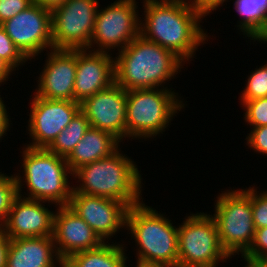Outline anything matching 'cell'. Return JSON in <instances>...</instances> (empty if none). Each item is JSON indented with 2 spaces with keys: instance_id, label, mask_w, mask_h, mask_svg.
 Returning <instances> with one entry per match:
<instances>
[{
  "instance_id": "cell-1",
  "label": "cell",
  "mask_w": 267,
  "mask_h": 267,
  "mask_svg": "<svg viewBox=\"0 0 267 267\" xmlns=\"http://www.w3.org/2000/svg\"><path fill=\"white\" fill-rule=\"evenodd\" d=\"M141 3L144 7L141 12L144 13L140 15V35L174 52L185 63L190 64L196 57L198 47H203L212 39L208 31L202 28V20L206 19L191 5L190 0Z\"/></svg>"
},
{
  "instance_id": "cell-19",
  "label": "cell",
  "mask_w": 267,
  "mask_h": 267,
  "mask_svg": "<svg viewBox=\"0 0 267 267\" xmlns=\"http://www.w3.org/2000/svg\"><path fill=\"white\" fill-rule=\"evenodd\" d=\"M53 236L10 239L6 267H63Z\"/></svg>"
},
{
  "instance_id": "cell-13",
  "label": "cell",
  "mask_w": 267,
  "mask_h": 267,
  "mask_svg": "<svg viewBox=\"0 0 267 267\" xmlns=\"http://www.w3.org/2000/svg\"><path fill=\"white\" fill-rule=\"evenodd\" d=\"M68 205L104 242H112L111 238L122 230L126 231L129 206L124 202L106 197L72 193Z\"/></svg>"
},
{
  "instance_id": "cell-21",
  "label": "cell",
  "mask_w": 267,
  "mask_h": 267,
  "mask_svg": "<svg viewBox=\"0 0 267 267\" xmlns=\"http://www.w3.org/2000/svg\"><path fill=\"white\" fill-rule=\"evenodd\" d=\"M126 248L120 241L104 242L98 248L70 255L64 260L63 267H128Z\"/></svg>"
},
{
  "instance_id": "cell-25",
  "label": "cell",
  "mask_w": 267,
  "mask_h": 267,
  "mask_svg": "<svg viewBox=\"0 0 267 267\" xmlns=\"http://www.w3.org/2000/svg\"><path fill=\"white\" fill-rule=\"evenodd\" d=\"M18 196L15 175L2 173L0 169V226L7 220L11 205Z\"/></svg>"
},
{
  "instance_id": "cell-17",
  "label": "cell",
  "mask_w": 267,
  "mask_h": 267,
  "mask_svg": "<svg viewBox=\"0 0 267 267\" xmlns=\"http://www.w3.org/2000/svg\"><path fill=\"white\" fill-rule=\"evenodd\" d=\"M53 238L56 251L63 261L74 253L95 249L104 243L69 205L56 207Z\"/></svg>"
},
{
  "instance_id": "cell-40",
  "label": "cell",
  "mask_w": 267,
  "mask_h": 267,
  "mask_svg": "<svg viewBox=\"0 0 267 267\" xmlns=\"http://www.w3.org/2000/svg\"><path fill=\"white\" fill-rule=\"evenodd\" d=\"M263 267H267V258L260 262Z\"/></svg>"
},
{
  "instance_id": "cell-3",
  "label": "cell",
  "mask_w": 267,
  "mask_h": 267,
  "mask_svg": "<svg viewBox=\"0 0 267 267\" xmlns=\"http://www.w3.org/2000/svg\"><path fill=\"white\" fill-rule=\"evenodd\" d=\"M123 153L119 148L110 156L77 169L72 176L77 183L73 184L72 193L106 197L129 207L142 202V171L132 157Z\"/></svg>"
},
{
  "instance_id": "cell-2",
  "label": "cell",
  "mask_w": 267,
  "mask_h": 267,
  "mask_svg": "<svg viewBox=\"0 0 267 267\" xmlns=\"http://www.w3.org/2000/svg\"><path fill=\"white\" fill-rule=\"evenodd\" d=\"M115 56V83L126 91L174 89L170 88L169 81L175 79L186 64L174 52L146 40L141 35L115 53Z\"/></svg>"
},
{
  "instance_id": "cell-11",
  "label": "cell",
  "mask_w": 267,
  "mask_h": 267,
  "mask_svg": "<svg viewBox=\"0 0 267 267\" xmlns=\"http://www.w3.org/2000/svg\"><path fill=\"white\" fill-rule=\"evenodd\" d=\"M52 11L32 3L1 24L20 52L29 60L53 49ZM37 56V57H36Z\"/></svg>"
},
{
  "instance_id": "cell-29",
  "label": "cell",
  "mask_w": 267,
  "mask_h": 267,
  "mask_svg": "<svg viewBox=\"0 0 267 267\" xmlns=\"http://www.w3.org/2000/svg\"><path fill=\"white\" fill-rule=\"evenodd\" d=\"M241 257L259 263L267 258V227L255 229L252 245Z\"/></svg>"
},
{
  "instance_id": "cell-15",
  "label": "cell",
  "mask_w": 267,
  "mask_h": 267,
  "mask_svg": "<svg viewBox=\"0 0 267 267\" xmlns=\"http://www.w3.org/2000/svg\"><path fill=\"white\" fill-rule=\"evenodd\" d=\"M44 61L33 94L46 99L74 101L77 50L51 49Z\"/></svg>"
},
{
  "instance_id": "cell-38",
  "label": "cell",
  "mask_w": 267,
  "mask_h": 267,
  "mask_svg": "<svg viewBox=\"0 0 267 267\" xmlns=\"http://www.w3.org/2000/svg\"><path fill=\"white\" fill-rule=\"evenodd\" d=\"M136 264L134 265L135 267H166L161 264H155V263H147V262H142V261H135Z\"/></svg>"
},
{
  "instance_id": "cell-33",
  "label": "cell",
  "mask_w": 267,
  "mask_h": 267,
  "mask_svg": "<svg viewBox=\"0 0 267 267\" xmlns=\"http://www.w3.org/2000/svg\"><path fill=\"white\" fill-rule=\"evenodd\" d=\"M2 99H4V97L2 98L0 95V142H2L3 140L2 138L7 136L8 134L7 132L10 131L12 128L11 127L12 120L9 115L10 113L7 111V109L9 110V108L6 105L5 101Z\"/></svg>"
},
{
  "instance_id": "cell-22",
  "label": "cell",
  "mask_w": 267,
  "mask_h": 267,
  "mask_svg": "<svg viewBox=\"0 0 267 267\" xmlns=\"http://www.w3.org/2000/svg\"><path fill=\"white\" fill-rule=\"evenodd\" d=\"M233 2V8L240 16L235 27L237 26L240 36L250 39L248 41L251 44V40L264 26L267 18V0H233Z\"/></svg>"
},
{
  "instance_id": "cell-14",
  "label": "cell",
  "mask_w": 267,
  "mask_h": 267,
  "mask_svg": "<svg viewBox=\"0 0 267 267\" xmlns=\"http://www.w3.org/2000/svg\"><path fill=\"white\" fill-rule=\"evenodd\" d=\"M126 104L127 91L113 83L109 88L85 98L80 106L90 127L107 131L124 143V139L127 140Z\"/></svg>"
},
{
  "instance_id": "cell-20",
  "label": "cell",
  "mask_w": 267,
  "mask_h": 267,
  "mask_svg": "<svg viewBox=\"0 0 267 267\" xmlns=\"http://www.w3.org/2000/svg\"><path fill=\"white\" fill-rule=\"evenodd\" d=\"M121 141L113 134L90 127L66 158L69 169L74 173L84 165L106 158L120 148Z\"/></svg>"
},
{
  "instance_id": "cell-30",
  "label": "cell",
  "mask_w": 267,
  "mask_h": 267,
  "mask_svg": "<svg viewBox=\"0 0 267 267\" xmlns=\"http://www.w3.org/2000/svg\"><path fill=\"white\" fill-rule=\"evenodd\" d=\"M249 130L245 138L246 146L254 153L267 157V126H259Z\"/></svg>"
},
{
  "instance_id": "cell-5",
  "label": "cell",
  "mask_w": 267,
  "mask_h": 267,
  "mask_svg": "<svg viewBox=\"0 0 267 267\" xmlns=\"http://www.w3.org/2000/svg\"><path fill=\"white\" fill-rule=\"evenodd\" d=\"M171 221L145 201L129 207L126 230L135 242L136 260L177 267L178 226Z\"/></svg>"
},
{
  "instance_id": "cell-39",
  "label": "cell",
  "mask_w": 267,
  "mask_h": 267,
  "mask_svg": "<svg viewBox=\"0 0 267 267\" xmlns=\"http://www.w3.org/2000/svg\"><path fill=\"white\" fill-rule=\"evenodd\" d=\"M244 264L243 267H259V262H251V261H247V260H244L243 259L241 260ZM245 262V263H244Z\"/></svg>"
},
{
  "instance_id": "cell-31",
  "label": "cell",
  "mask_w": 267,
  "mask_h": 267,
  "mask_svg": "<svg viewBox=\"0 0 267 267\" xmlns=\"http://www.w3.org/2000/svg\"><path fill=\"white\" fill-rule=\"evenodd\" d=\"M32 0H0V25L32 4Z\"/></svg>"
},
{
  "instance_id": "cell-28",
  "label": "cell",
  "mask_w": 267,
  "mask_h": 267,
  "mask_svg": "<svg viewBox=\"0 0 267 267\" xmlns=\"http://www.w3.org/2000/svg\"><path fill=\"white\" fill-rule=\"evenodd\" d=\"M254 185V186H253ZM245 190L252 196V215L255 229L267 227V190L257 191L255 183Z\"/></svg>"
},
{
  "instance_id": "cell-36",
  "label": "cell",
  "mask_w": 267,
  "mask_h": 267,
  "mask_svg": "<svg viewBox=\"0 0 267 267\" xmlns=\"http://www.w3.org/2000/svg\"><path fill=\"white\" fill-rule=\"evenodd\" d=\"M261 42V44L267 45V18L265 20L264 26L261 30L253 37L252 42Z\"/></svg>"
},
{
  "instance_id": "cell-24",
  "label": "cell",
  "mask_w": 267,
  "mask_h": 267,
  "mask_svg": "<svg viewBox=\"0 0 267 267\" xmlns=\"http://www.w3.org/2000/svg\"><path fill=\"white\" fill-rule=\"evenodd\" d=\"M245 83V88L240 92V101L267 97V61L259 68L257 66L254 71L251 70Z\"/></svg>"
},
{
  "instance_id": "cell-26",
  "label": "cell",
  "mask_w": 267,
  "mask_h": 267,
  "mask_svg": "<svg viewBox=\"0 0 267 267\" xmlns=\"http://www.w3.org/2000/svg\"><path fill=\"white\" fill-rule=\"evenodd\" d=\"M243 108V119L249 128L267 126V97L249 101H240Z\"/></svg>"
},
{
  "instance_id": "cell-34",
  "label": "cell",
  "mask_w": 267,
  "mask_h": 267,
  "mask_svg": "<svg viewBox=\"0 0 267 267\" xmlns=\"http://www.w3.org/2000/svg\"><path fill=\"white\" fill-rule=\"evenodd\" d=\"M10 238L5 234L4 228L0 226V267H6Z\"/></svg>"
},
{
  "instance_id": "cell-41",
  "label": "cell",
  "mask_w": 267,
  "mask_h": 267,
  "mask_svg": "<svg viewBox=\"0 0 267 267\" xmlns=\"http://www.w3.org/2000/svg\"><path fill=\"white\" fill-rule=\"evenodd\" d=\"M145 1H161V0H142V2H145ZM162 1H165V0H162Z\"/></svg>"
},
{
  "instance_id": "cell-4",
  "label": "cell",
  "mask_w": 267,
  "mask_h": 267,
  "mask_svg": "<svg viewBox=\"0 0 267 267\" xmlns=\"http://www.w3.org/2000/svg\"><path fill=\"white\" fill-rule=\"evenodd\" d=\"M21 148L22 171L18 170L20 173L14 174L18 196L49 202L55 207L68 205L73 192V182L70 181L73 173L68 167L66 158L58 156L47 148H32L26 145ZM23 188L27 191L25 192Z\"/></svg>"
},
{
  "instance_id": "cell-18",
  "label": "cell",
  "mask_w": 267,
  "mask_h": 267,
  "mask_svg": "<svg viewBox=\"0 0 267 267\" xmlns=\"http://www.w3.org/2000/svg\"><path fill=\"white\" fill-rule=\"evenodd\" d=\"M88 49L77 50V69L74 82V101L109 88L115 83L114 55Z\"/></svg>"
},
{
  "instance_id": "cell-27",
  "label": "cell",
  "mask_w": 267,
  "mask_h": 267,
  "mask_svg": "<svg viewBox=\"0 0 267 267\" xmlns=\"http://www.w3.org/2000/svg\"><path fill=\"white\" fill-rule=\"evenodd\" d=\"M0 57L6 61L15 71H19L20 67L27 63L29 60L20 52V50L13 43L12 39L8 36L5 29L0 25ZM27 62V63H26Z\"/></svg>"
},
{
  "instance_id": "cell-10",
  "label": "cell",
  "mask_w": 267,
  "mask_h": 267,
  "mask_svg": "<svg viewBox=\"0 0 267 267\" xmlns=\"http://www.w3.org/2000/svg\"><path fill=\"white\" fill-rule=\"evenodd\" d=\"M99 0H66L52 11L53 49H88Z\"/></svg>"
},
{
  "instance_id": "cell-23",
  "label": "cell",
  "mask_w": 267,
  "mask_h": 267,
  "mask_svg": "<svg viewBox=\"0 0 267 267\" xmlns=\"http://www.w3.org/2000/svg\"><path fill=\"white\" fill-rule=\"evenodd\" d=\"M89 128V121L80 110L47 149L60 157L67 158Z\"/></svg>"
},
{
  "instance_id": "cell-16",
  "label": "cell",
  "mask_w": 267,
  "mask_h": 267,
  "mask_svg": "<svg viewBox=\"0 0 267 267\" xmlns=\"http://www.w3.org/2000/svg\"><path fill=\"white\" fill-rule=\"evenodd\" d=\"M50 205L54 204L17 196L2 226L5 234L10 239L53 236L56 209L50 210Z\"/></svg>"
},
{
  "instance_id": "cell-6",
  "label": "cell",
  "mask_w": 267,
  "mask_h": 267,
  "mask_svg": "<svg viewBox=\"0 0 267 267\" xmlns=\"http://www.w3.org/2000/svg\"><path fill=\"white\" fill-rule=\"evenodd\" d=\"M175 91L161 88L127 91V141L130 138L131 141L134 139L147 141L152 138L154 140L156 136H162L166 129L169 130L172 119L187 106L183 96L181 94L179 96Z\"/></svg>"
},
{
  "instance_id": "cell-8",
  "label": "cell",
  "mask_w": 267,
  "mask_h": 267,
  "mask_svg": "<svg viewBox=\"0 0 267 267\" xmlns=\"http://www.w3.org/2000/svg\"><path fill=\"white\" fill-rule=\"evenodd\" d=\"M179 224L177 267H217L232 260L222 248L215 220L208 212H191Z\"/></svg>"
},
{
  "instance_id": "cell-7",
  "label": "cell",
  "mask_w": 267,
  "mask_h": 267,
  "mask_svg": "<svg viewBox=\"0 0 267 267\" xmlns=\"http://www.w3.org/2000/svg\"><path fill=\"white\" fill-rule=\"evenodd\" d=\"M221 191L214 202V214L219 241L230 257L243 255L252 245L255 227L252 196L242 187Z\"/></svg>"
},
{
  "instance_id": "cell-9",
  "label": "cell",
  "mask_w": 267,
  "mask_h": 267,
  "mask_svg": "<svg viewBox=\"0 0 267 267\" xmlns=\"http://www.w3.org/2000/svg\"><path fill=\"white\" fill-rule=\"evenodd\" d=\"M138 6L136 0H116L99 6L89 50L114 54L138 37L141 19Z\"/></svg>"
},
{
  "instance_id": "cell-35",
  "label": "cell",
  "mask_w": 267,
  "mask_h": 267,
  "mask_svg": "<svg viewBox=\"0 0 267 267\" xmlns=\"http://www.w3.org/2000/svg\"><path fill=\"white\" fill-rule=\"evenodd\" d=\"M15 72L16 71L0 57V86H2V84L4 85L7 81H10L8 79H12L10 76L15 74Z\"/></svg>"
},
{
  "instance_id": "cell-12",
  "label": "cell",
  "mask_w": 267,
  "mask_h": 267,
  "mask_svg": "<svg viewBox=\"0 0 267 267\" xmlns=\"http://www.w3.org/2000/svg\"><path fill=\"white\" fill-rule=\"evenodd\" d=\"M30 113L27 132L29 143L23 145L32 148H48L65 129L74 116L81 110L77 101L53 100L30 96Z\"/></svg>"
},
{
  "instance_id": "cell-37",
  "label": "cell",
  "mask_w": 267,
  "mask_h": 267,
  "mask_svg": "<svg viewBox=\"0 0 267 267\" xmlns=\"http://www.w3.org/2000/svg\"><path fill=\"white\" fill-rule=\"evenodd\" d=\"M65 1L66 0H32L33 3L41 5L42 7L49 8L51 10L56 6L63 4Z\"/></svg>"
},
{
  "instance_id": "cell-32",
  "label": "cell",
  "mask_w": 267,
  "mask_h": 267,
  "mask_svg": "<svg viewBox=\"0 0 267 267\" xmlns=\"http://www.w3.org/2000/svg\"><path fill=\"white\" fill-rule=\"evenodd\" d=\"M227 2L229 0H190L191 5L203 18L208 15L210 16L216 10L220 11L219 7H223L225 4L227 5Z\"/></svg>"
}]
</instances>
